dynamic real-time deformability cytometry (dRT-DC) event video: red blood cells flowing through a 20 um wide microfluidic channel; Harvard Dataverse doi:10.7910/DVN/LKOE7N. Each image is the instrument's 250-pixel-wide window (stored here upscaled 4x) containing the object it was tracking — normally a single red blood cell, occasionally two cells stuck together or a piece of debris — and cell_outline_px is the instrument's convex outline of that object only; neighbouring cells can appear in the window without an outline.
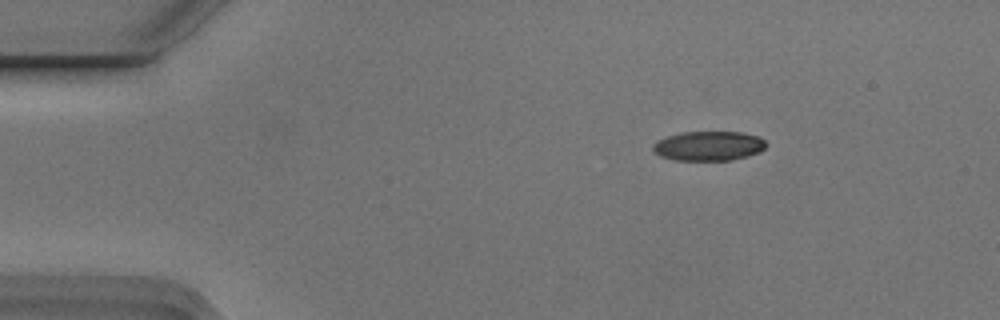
{"species": "Egyptian fruit bat (a non-hibernating species)", "species_latin": "Rousettus aegyptiacus", "temperature_condition": "cold", "stored_images_in_passage": 4, "camera_frame_rate_fps": 3000, "um_per_image_px": 0.085, "animal": {"sex": "male"}, "frame": {"image": 1, "passage_image": 2, "time_ms": 0.333, "image_size_px": [1000, 320], "cell_outline_px": [[768, 144], [760, 152], [748, 156], [732, 160], [676, 160], [660, 156], [652, 152], [652, 144], [656, 140], [680, 132], [744, 132], [760, 136]], "centroid_in_image_um": [60.23, 12.4], "position_along_channel_um": 24.8, "area_um2": 19.77}}